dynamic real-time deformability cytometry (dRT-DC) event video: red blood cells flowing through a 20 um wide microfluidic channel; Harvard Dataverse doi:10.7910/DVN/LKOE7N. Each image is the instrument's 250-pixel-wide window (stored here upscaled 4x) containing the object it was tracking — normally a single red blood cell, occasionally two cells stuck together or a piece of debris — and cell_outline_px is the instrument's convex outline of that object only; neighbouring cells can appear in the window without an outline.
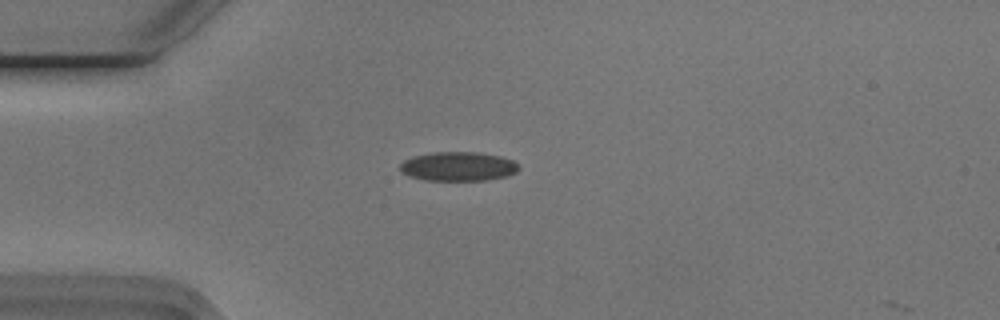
{"species": "Egyptian fruit bat (a non-hibernating species)", "species_latin": "Rousettus aegyptiacus", "temperature_condition": "cold", "stored_images_in_passage": 8, "camera_frame_rate_fps": 3000, "um_per_image_px": 0.085, "animal": {"sex": "male"}, "frame": {"image": 1, "passage_image": 6, "time_ms": 1.667, "image_size_px": [1000, 320], "cell_outline_px": [[520, 168], [516, 172], [508, 176], [488, 180], [428, 180], [408, 176], [400, 172], [400, 164], [404, 160], [412, 156], [432, 152], [480, 152], [500, 156], [512, 160]], "centroid_in_image_um": [38.93, 14.14], "position_along_channel_um": 46.1, "area_um2": 20.29}}